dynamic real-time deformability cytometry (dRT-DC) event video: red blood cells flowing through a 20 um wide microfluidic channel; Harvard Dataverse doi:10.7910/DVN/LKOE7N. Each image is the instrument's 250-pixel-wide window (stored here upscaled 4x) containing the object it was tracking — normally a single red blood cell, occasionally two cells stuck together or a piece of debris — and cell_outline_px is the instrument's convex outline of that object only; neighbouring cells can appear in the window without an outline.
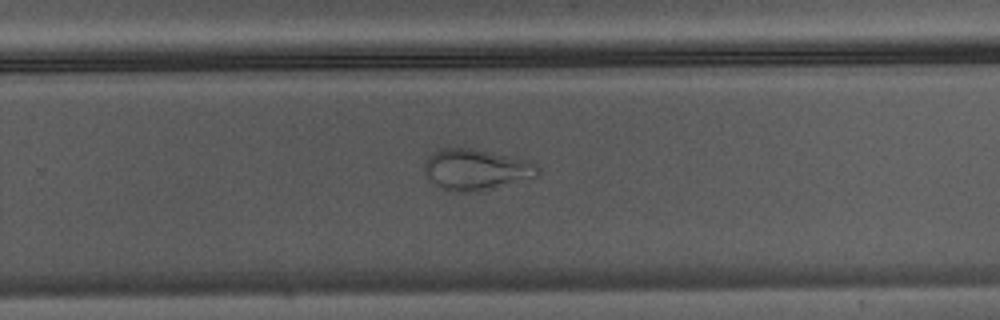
{"species": "Egyptian fruit bat (a non-hibernating species)", "species_latin": "Rousettus aegyptiacus", "temperature_condition": "warm", "stored_images_in_passage": 36, "camera_frame_rate_fps": 3000, "um_per_image_px": 0.085, "animal": {"sex": "male"}, "frame": {"image": 1, "passage_image": 21, "time_ms": 6.667, "image_size_px": [1000, 320], "cell_outline_px": [[540, 172], [536, 176], [488, 188], [468, 192], [456, 192], [432, 184], [424, 172], [424, 164], [428, 156], [432, 152], [440, 148], [472, 148], [528, 160], [536, 164], [540, 168]], "centroid_in_image_um": [40.4, 14.38], "position_along_channel_um": 289.4, "area_um2": 26.7}}
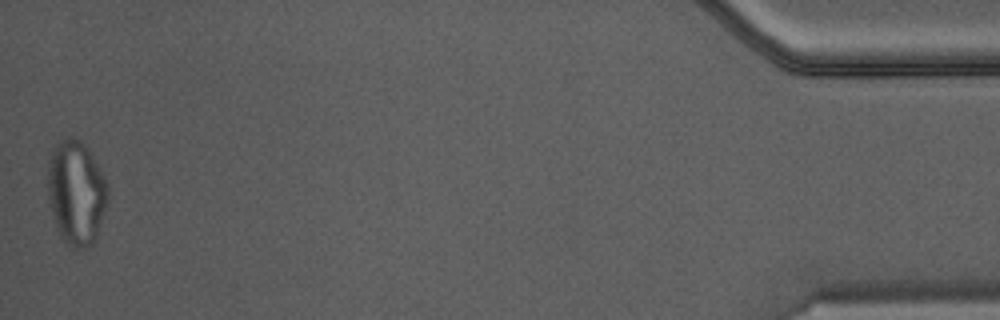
{"frame": {"image": 2, "passage_image": 36, "time_ms": 11.667, "image_size_px": [1000, 320], "cell_outline_px": [[108, 200], [96, 236], [92, 244], [84, 248], [76, 248], [64, 244], [60, 236], [48, 200], [48, 152], [64, 136], [72, 136], [80, 140], [92, 156], [100, 168], [104, 176], [108, 188]], "centroid_in_image_um": [6.45, 16.34], "position_along_channel_um": 428.7, "area_um2": 36.65}}